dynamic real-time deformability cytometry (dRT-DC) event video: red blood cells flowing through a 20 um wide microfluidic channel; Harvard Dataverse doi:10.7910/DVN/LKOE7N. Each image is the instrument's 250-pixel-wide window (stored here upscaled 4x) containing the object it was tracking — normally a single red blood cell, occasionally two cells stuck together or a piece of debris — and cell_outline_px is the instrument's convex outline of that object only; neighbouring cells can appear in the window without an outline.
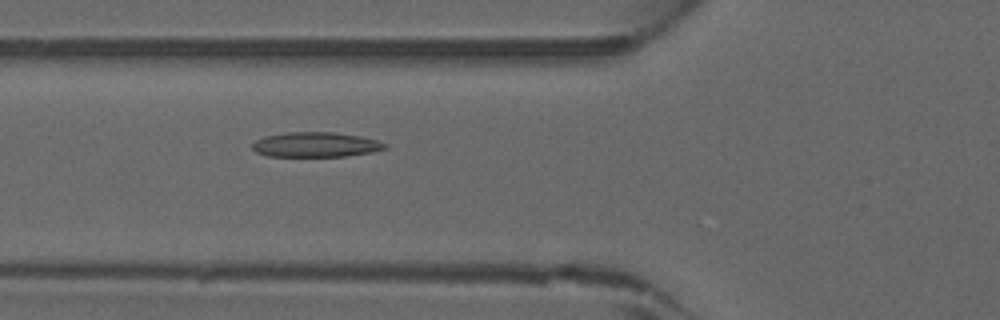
{"species": "common noctule bat (a hibernating species)", "species_latin": "Nyctalus noctula", "temperature_condition": "warm", "stored_images_in_passage": 34, "camera_frame_rate_fps": 3000, "um_per_image_px": 0.085, "animal": {"sex": "male", "forearm_length_mm": 52.5}, "frame": {"image": 1, "passage_image": 6, "time_ms": 1.667, "image_size_px": [1000, 320], "cell_outline_px": [[388, 148], [372, 152], [348, 156], [268, 156], [256, 152], [252, 148], [252, 144], [256, 140], [264, 136], [284, 132], [336, 132], [360, 136], [376, 140], [388, 144]], "centroid_in_image_um": [26.85, 12.29], "position_along_channel_um": 99.0, "area_um2": 19.36}}
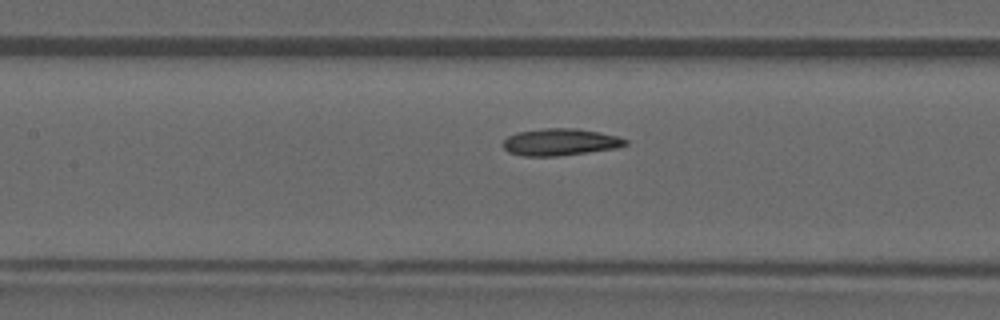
{"frame": {"image": 2, "passage_image": 10, "time_ms": 3.0, "image_size_px": [1000, 320], "cell_outline_px": [[628, 144], [616, 148], [556, 156], [524, 156], [508, 152], [500, 144], [508, 136], [516, 132], [544, 128], [576, 128], [600, 132], [616, 136], [628, 140]], "centroid_in_image_um": [47.58, 12.07], "position_along_channel_um": 159.8, "area_um2": 19.25}}
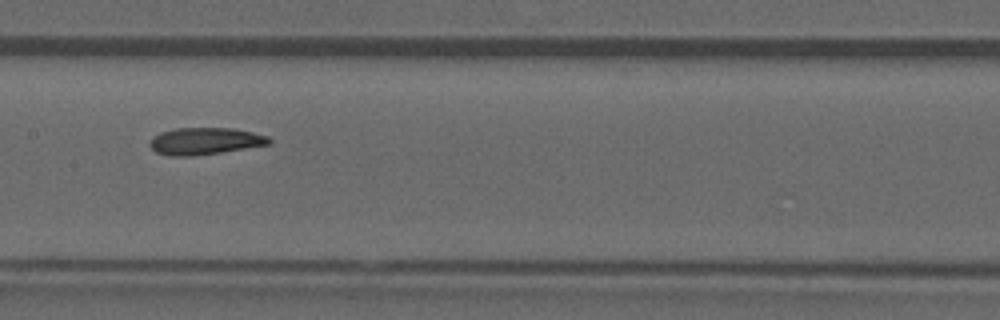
{"frame": {"image": 3, "passage_image": 12, "time_ms": 3.667, "image_size_px": [1000, 320], "cell_outline_px": [[272, 144], [220, 152], [192, 156], [172, 156], [156, 152], [148, 144], [152, 136], [160, 132], [176, 128], [232, 128], [252, 132], [268, 136], [272, 140]], "centroid_in_image_um": [17.42, 11.99], "position_along_channel_um": 190.0, "area_um2": 18.79}}